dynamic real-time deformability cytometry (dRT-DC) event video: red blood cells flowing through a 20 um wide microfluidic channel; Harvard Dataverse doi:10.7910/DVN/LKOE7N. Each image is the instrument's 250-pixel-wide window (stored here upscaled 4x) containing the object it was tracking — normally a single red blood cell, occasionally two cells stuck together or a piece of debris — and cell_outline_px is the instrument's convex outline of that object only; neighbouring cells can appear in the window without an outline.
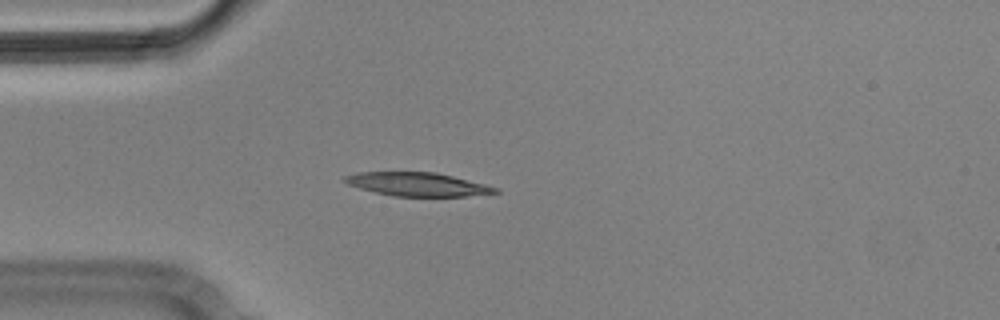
{"species": "Egyptian fruit bat (a non-hibernating species)", "species_latin": "Rousettus aegyptiacus", "temperature_condition": "cold", "stored_images_in_passage": 3, "camera_frame_rate_fps": 3000, "um_per_image_px": 0.085, "animal": {"sex": "male"}, "frame": {"image": 1, "passage_image": 3, "time_ms": 0.667, "image_size_px": [1000, 320], "cell_outline_px": [[500, 192], [468, 196], [392, 196], [360, 188], [348, 184], [344, 180], [344, 176], [360, 172], [436, 172], [500, 188]], "centroid_in_image_um": [35.51, 15.66], "position_along_channel_um": 49.5, "area_um2": 20.46}}